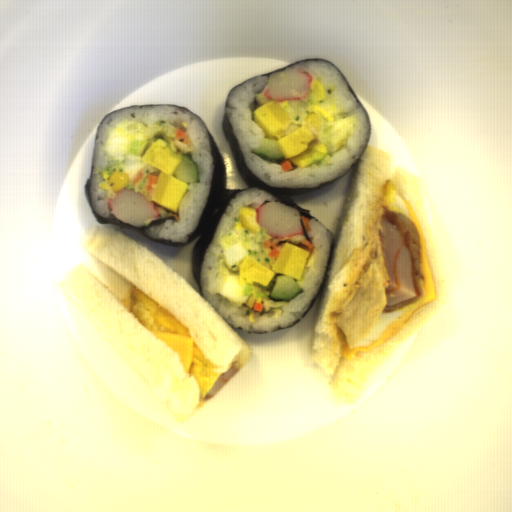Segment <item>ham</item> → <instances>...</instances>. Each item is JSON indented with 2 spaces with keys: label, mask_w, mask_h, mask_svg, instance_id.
<instances>
[{
  "label": "ham",
  "mask_w": 512,
  "mask_h": 512,
  "mask_svg": "<svg viewBox=\"0 0 512 512\" xmlns=\"http://www.w3.org/2000/svg\"><path fill=\"white\" fill-rule=\"evenodd\" d=\"M389 284L382 314L405 308L424 295L420 280L421 245L417 226L407 215L381 205L378 222Z\"/></svg>",
  "instance_id": "37f43c06"
},
{
  "label": "ham",
  "mask_w": 512,
  "mask_h": 512,
  "mask_svg": "<svg viewBox=\"0 0 512 512\" xmlns=\"http://www.w3.org/2000/svg\"><path fill=\"white\" fill-rule=\"evenodd\" d=\"M240 371L236 366H230L227 372H223L220 374L213 385L211 386L210 390L206 394L204 399H210L213 397L216 393H218L225 384L238 372Z\"/></svg>",
  "instance_id": "09b19980"
}]
</instances>
